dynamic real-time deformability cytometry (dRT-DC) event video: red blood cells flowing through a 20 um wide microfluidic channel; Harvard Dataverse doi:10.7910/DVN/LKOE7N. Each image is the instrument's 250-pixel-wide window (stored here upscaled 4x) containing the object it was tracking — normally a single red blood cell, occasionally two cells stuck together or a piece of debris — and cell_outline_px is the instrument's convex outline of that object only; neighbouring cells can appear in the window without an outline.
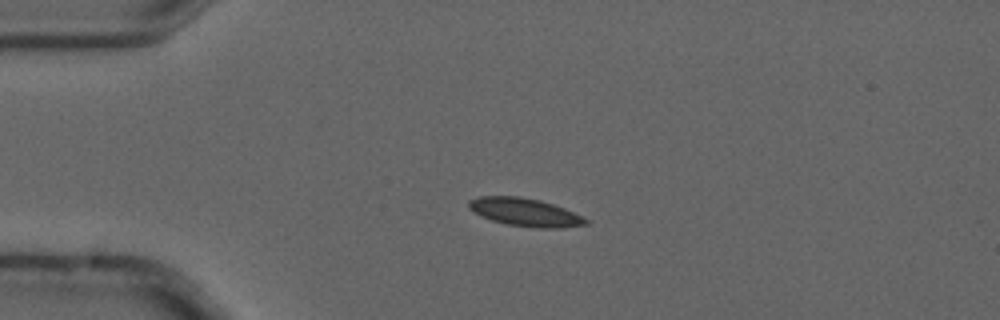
{"species": "common noctule bat (a hibernating species)", "species_latin": "Nyctalus noctula", "temperature_condition": "cold", "stored_images_in_passage": 5, "camera_frame_rate_fps": 3000, "um_per_image_px": 0.085, "animal": {"sex": "male", "forearm_length_mm": 52.5}, "frame": {"image": 1, "passage_image": 4, "time_ms": 1.0, "image_size_px": [1000, 320], "cell_outline_px": [[592, 220], [588, 224], [560, 228], [540, 228], [508, 224], [492, 220], [468, 208], [468, 200], [480, 196], [520, 196], [540, 200], [564, 208]], "centroid_in_image_um": [44.68, 18.03], "position_along_channel_um": 40.3, "area_um2": 19.02}}